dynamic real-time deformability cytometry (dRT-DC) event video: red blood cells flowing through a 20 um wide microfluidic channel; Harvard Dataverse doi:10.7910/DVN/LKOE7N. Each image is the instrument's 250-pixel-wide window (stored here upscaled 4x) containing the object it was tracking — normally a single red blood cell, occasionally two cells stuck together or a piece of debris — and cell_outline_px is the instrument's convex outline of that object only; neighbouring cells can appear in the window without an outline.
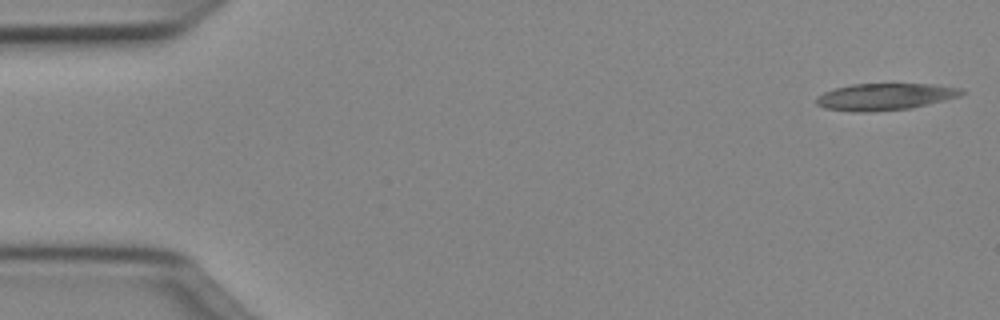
{"species": "Egyptian fruit bat (a non-hibernating species)", "species_latin": "Rousettus aegyptiacus", "temperature_condition": "cold", "stored_images_in_passage": 49, "camera_frame_rate_fps": 3000, "um_per_image_px": 0.085, "animal": {"sex": "female"}, "frame": {"image": 1, "passage_image": 1, "time_ms": 0.0, "image_size_px": [1000, 320], "cell_outline_px": [[968, 92], [960, 96], [912, 108], [868, 112], [856, 112], [824, 108], [816, 104], [816, 96], [824, 92], [836, 88], [852, 84], [932, 84], [964, 88]], "centroid_in_image_um": [75.26, 8.22], "position_along_channel_um": 9.7, "area_um2": 22.83}}
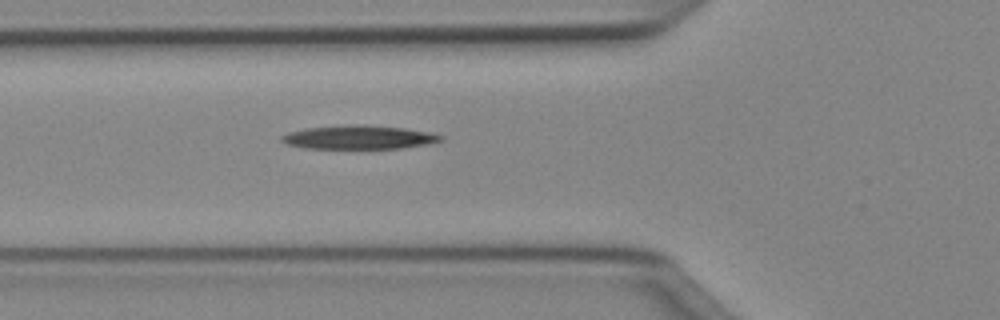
{"frame": {"image": 2, "passage_image": 17, "time_ms": 5.333, "image_size_px": [1000, 320], "cell_outline_px": [[444, 140], [432, 144], [404, 148], [304, 148], [284, 144], [280, 140], [280, 136], [288, 132], [304, 128], [348, 124], [356, 124], [404, 128], [428, 132], [444, 136]], "centroid_in_image_um": [30.49, 11.67], "position_along_channel_um": 95.3, "area_um2": 22.25}}
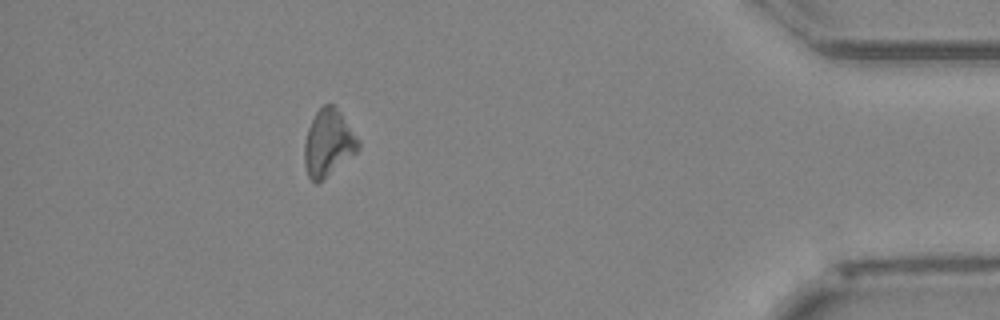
{"frame": {"image": 3, "passage_image": 44, "time_ms": 14.333, "image_size_px": [1000, 320], "cell_outline_px": [[360, 148], [356, 152], [324, 180], [316, 184], [308, 176], [304, 164], [304, 144], [308, 128], [316, 112], [324, 104], [332, 104], [340, 112], [360, 140]], "centroid_in_image_um": [27.9, 12.18], "position_along_channel_um": 407.3, "area_um2": 20.98}, "authors_computed_cell_mechanics": {"area_um2": 21.9062, "velocity_mm_per_s": 4.0287, "shape_relaxation_time_tau1_ms": 3.6019, "shape_relaxation_time_tau2_ms": null, "deformation_change_tau1": 0.0974, "deformation_change_tau2": null}}